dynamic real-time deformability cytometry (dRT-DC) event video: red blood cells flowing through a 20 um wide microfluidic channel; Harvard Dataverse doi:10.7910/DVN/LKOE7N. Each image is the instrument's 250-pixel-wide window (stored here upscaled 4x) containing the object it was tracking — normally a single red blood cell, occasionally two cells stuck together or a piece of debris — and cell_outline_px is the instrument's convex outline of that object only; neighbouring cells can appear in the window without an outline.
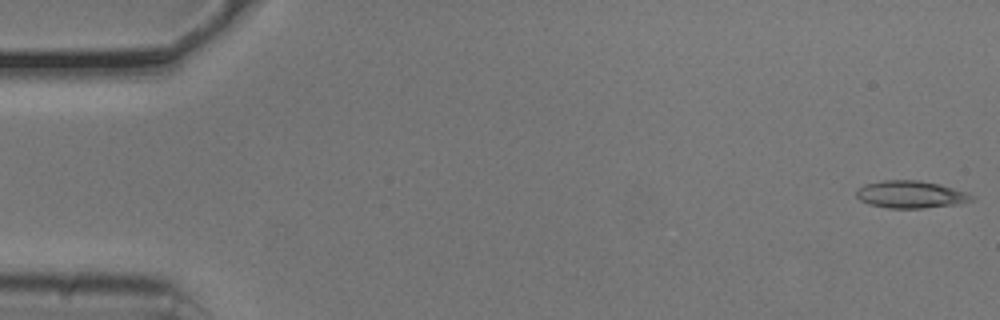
{"species": "common noctule bat (a hibernating species)", "species_latin": "Nyctalus noctula", "temperature_condition": "cold", "stored_images_in_passage": 27, "camera_frame_rate_fps": 3000, "um_per_image_px": 0.085, "animal": {"sex": "male", "body_mass_g": 20.5, "forearm_length_mm": 52.5}, "frame": {"image": 1, "passage_image": 1, "time_ms": 0.0, "image_size_px": [1000, 320], "cell_outline_px": [[976, 200], [956, 204], [924, 208], [888, 208], [868, 204], [860, 200], [856, 196], [856, 192], [864, 184], [884, 180], [920, 180], [940, 184], [968, 192], [976, 196]], "centroid_in_image_um": [77.46, 16.53], "position_along_channel_um": 7.5, "area_um2": 18.55}}
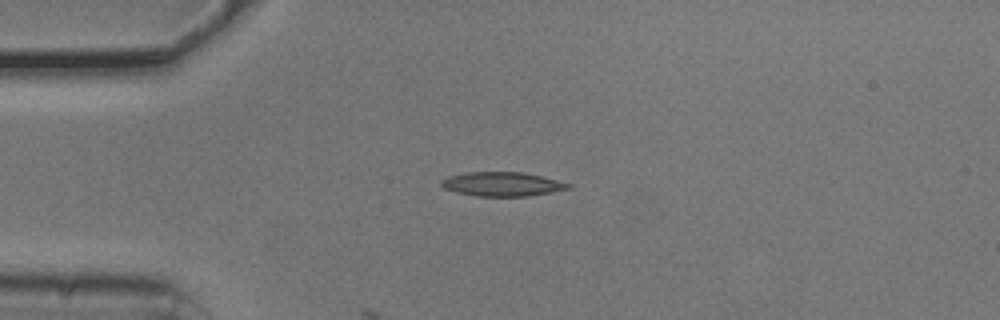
{"frame": {"image": 2, "passage_image": 13, "time_ms": 4.0, "image_size_px": [1000, 320], "cell_outline_px": [[572, 188], [528, 196], [476, 196], [456, 192], [444, 188], [440, 184], [440, 180], [448, 176], [468, 172], [524, 172], [572, 184]], "centroid_in_image_um": [42.66, 15.65], "position_along_channel_um": 42.3, "area_um2": 17.8}}